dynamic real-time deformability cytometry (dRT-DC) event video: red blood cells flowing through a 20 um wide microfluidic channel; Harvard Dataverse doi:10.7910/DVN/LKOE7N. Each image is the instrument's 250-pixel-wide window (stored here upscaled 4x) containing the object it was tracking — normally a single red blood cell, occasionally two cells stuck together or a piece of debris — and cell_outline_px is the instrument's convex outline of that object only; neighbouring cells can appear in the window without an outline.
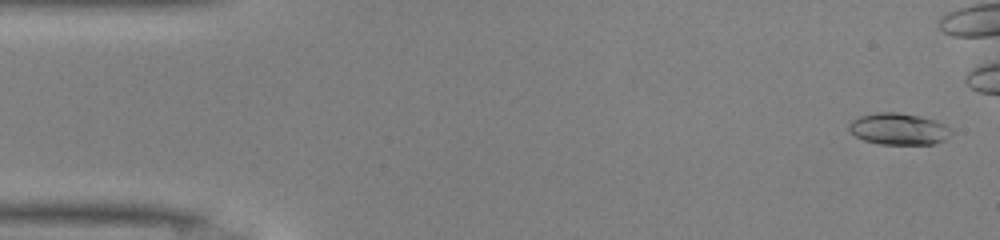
{"species": "common noctule bat (a hibernating species)", "species_latin": "Nyctalus noctula", "temperature_condition": "warm", "stored_images_in_passage": 39, "camera_frame_rate_fps": 3000, "um_per_image_px": 0.085, "animal": {"sex": "male", "body_mass_g": 13.0, "forearm_length_mm": 53.1}, "frame": {"image": 1, "passage_image": 2, "time_ms": 0.333, "image_size_px": [1000, 240], "cell_outline_px": [[956, 132], [944, 140], [936, 144], [880, 144], [864, 140], [856, 136], [848, 128], [848, 124], [852, 120], [860, 116], [876, 112], [896, 112], [920, 116], [944, 124], [952, 128]], "centroid_in_image_um": [76.43, 10.96], "position_along_channel_um": 8.6, "area_um2": 18.96}}
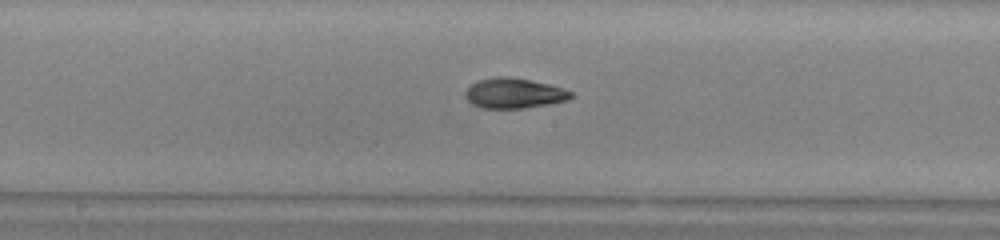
{"frame": {"image": 2, "passage_image": 25, "time_ms": 8.0, "image_size_px": [1000, 240], "cell_outline_px": [[572, 96], [568, 100], [548, 104], [524, 108], [480, 108], [472, 104], [464, 96], [464, 92], [476, 80], [496, 76], [504, 76], [532, 80], [548, 84], [572, 92]], "centroid_in_image_um": [43.64, 7.92], "position_along_channel_um": 204.6, "area_um2": 18.55}}
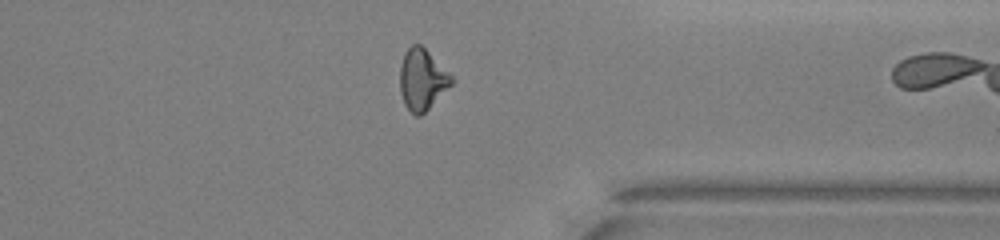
{"frame": {"image": 3, "passage_image": 38, "time_ms": 12.333, "image_size_px": [1000, 240], "cell_outline_px": [[456, 80], [420, 116], [416, 116], [404, 104], [400, 92], [400, 64], [404, 52], [412, 44], [420, 44]], "centroid_in_image_um": [35.86, 6.75], "position_along_channel_um": 375.5, "area_um2": 18.09}}